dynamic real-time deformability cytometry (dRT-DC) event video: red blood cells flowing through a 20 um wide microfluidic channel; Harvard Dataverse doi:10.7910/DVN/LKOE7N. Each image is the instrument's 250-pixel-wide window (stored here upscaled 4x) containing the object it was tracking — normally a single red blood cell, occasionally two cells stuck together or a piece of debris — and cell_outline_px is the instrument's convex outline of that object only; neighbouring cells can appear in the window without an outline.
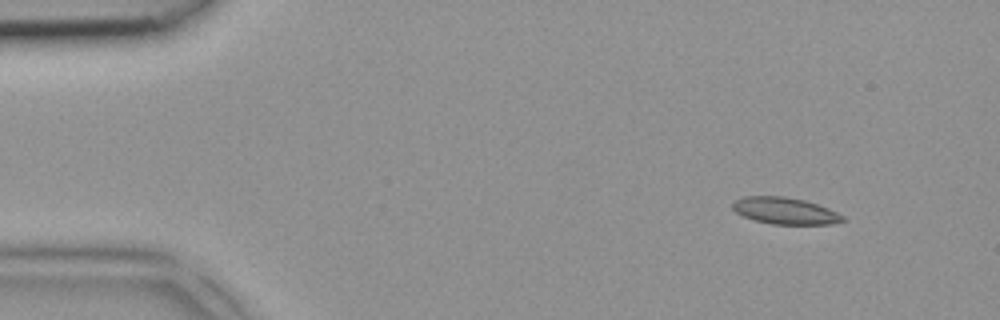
{"species": "common noctule bat (a hibernating species)", "species_latin": "Nyctalus noctula", "temperature_condition": "room temperature", "stored_images_in_passage": 3, "camera_frame_rate_fps": 3000, "um_per_image_px": 0.085, "animal": {"sex": "female", "body_mass_g": 18.4}, "frame": {"image": 1, "passage_image": 1, "time_ms": 0.0, "image_size_px": [1000, 320], "cell_outline_px": [[844, 220], [832, 224], [772, 224], [756, 220], [744, 216], [736, 212], [732, 208], [732, 204], [736, 200], [744, 196], [784, 196], [804, 200], [828, 208], [844, 216]], "centroid_in_image_um": [66.72, 17.91], "position_along_channel_um": 18.3, "area_um2": 16.94}}